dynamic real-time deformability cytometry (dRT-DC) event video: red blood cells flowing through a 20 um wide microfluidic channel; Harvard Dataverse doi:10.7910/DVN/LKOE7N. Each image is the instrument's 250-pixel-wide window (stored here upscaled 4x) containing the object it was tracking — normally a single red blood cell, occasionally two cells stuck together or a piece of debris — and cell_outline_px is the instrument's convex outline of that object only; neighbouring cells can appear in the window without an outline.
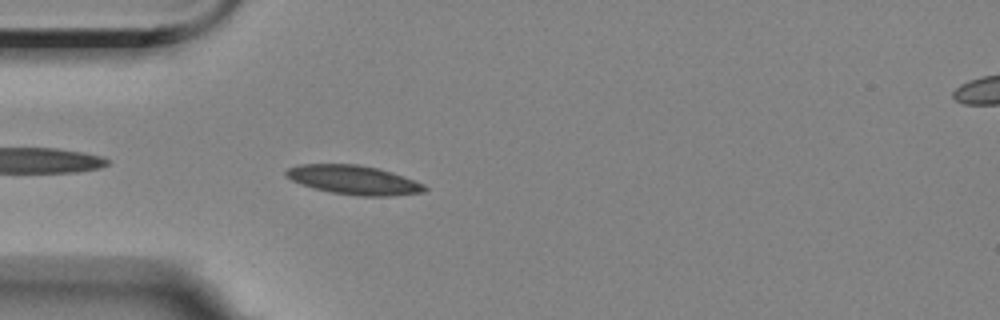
{"species": "Egyptian fruit bat (a non-hibernating species)", "species_latin": "Rousettus aegyptiacus", "temperature_condition": "room temperature", "stored_images_in_passage": 3, "camera_frame_rate_fps": 3000, "um_per_image_px": 0.085, "animal": {"sex": "female"}, "frame": {"image": 1, "passage_image": 3, "time_ms": 2.333, "image_size_px": [1000, 320], "cell_outline_px": [[428, 188], [424, 192], [388, 196], [360, 196], [332, 192], [300, 184], [284, 176], [284, 172], [288, 168], [300, 164], [356, 164], [376, 168], [392, 172], [424, 184]], "centroid_in_image_um": [30.05, 15.29], "position_along_channel_um": 55.0, "area_um2": 23.29}}